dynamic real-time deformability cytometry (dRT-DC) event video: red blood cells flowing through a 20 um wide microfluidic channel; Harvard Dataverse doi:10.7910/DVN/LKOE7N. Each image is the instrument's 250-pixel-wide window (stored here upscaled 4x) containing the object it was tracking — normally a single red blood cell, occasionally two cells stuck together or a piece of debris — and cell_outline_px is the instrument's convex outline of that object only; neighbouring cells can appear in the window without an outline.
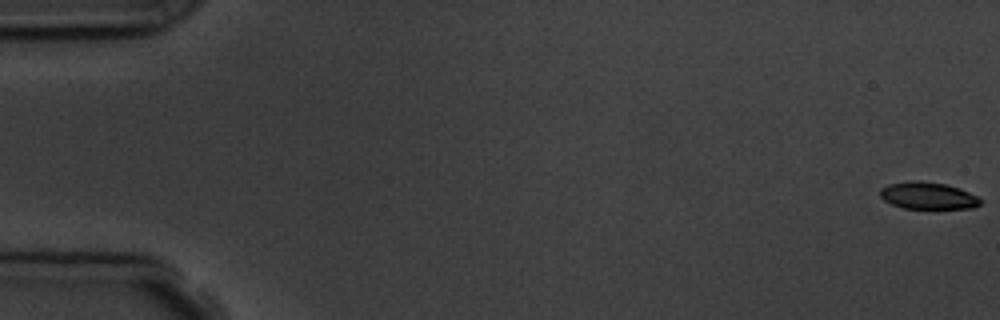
{"species": "common noctule bat (a hibernating species)", "species_latin": "Nyctalus noctula", "temperature_condition": "room temperature", "stored_images_in_passage": 6, "camera_frame_rate_fps": 3000, "um_per_image_px": 0.085, "animal": {"sex": "male", "body_mass_g": 19.5, "forearm_length_mm": 54.6}, "frame": {"image": 1, "passage_image": 1, "time_ms": 0.0, "image_size_px": [1000, 320], "cell_outline_px": [[984, 200], [980, 204], [972, 208], [904, 208], [892, 204], [884, 200], [880, 196], [880, 188], [888, 184], [912, 180], [920, 180], [944, 184], [960, 188]], "centroid_in_image_um": [78.87, 16.62], "position_along_channel_um": 6.1, "area_um2": 15.78}}
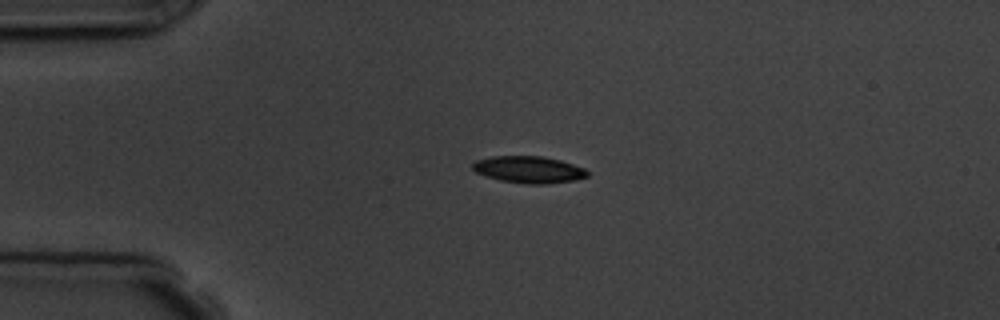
{"frame": {"image": 2, "passage_image": 5, "time_ms": 4.333, "image_size_px": [1000, 320], "cell_outline_px": [[588, 176], [576, 180], [548, 184], [528, 184], [500, 180], [476, 172], [472, 168], [472, 164], [476, 160], [492, 156], [540, 156], [560, 160], [584, 168], [588, 172]], "centroid_in_image_um": [44.96, 14.41], "position_along_channel_um": 40.0, "area_um2": 17.86}}